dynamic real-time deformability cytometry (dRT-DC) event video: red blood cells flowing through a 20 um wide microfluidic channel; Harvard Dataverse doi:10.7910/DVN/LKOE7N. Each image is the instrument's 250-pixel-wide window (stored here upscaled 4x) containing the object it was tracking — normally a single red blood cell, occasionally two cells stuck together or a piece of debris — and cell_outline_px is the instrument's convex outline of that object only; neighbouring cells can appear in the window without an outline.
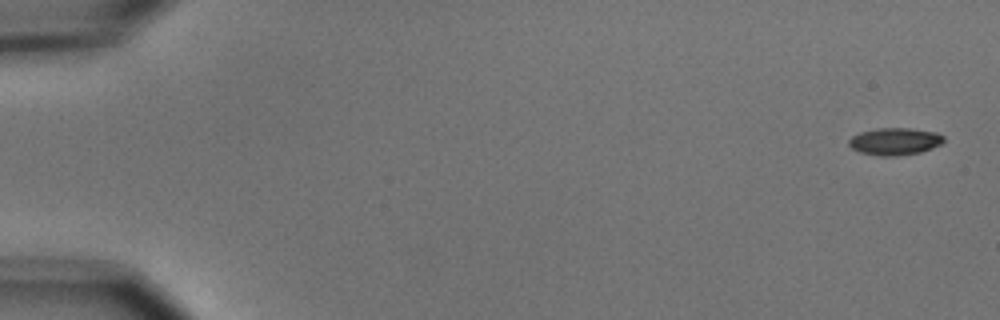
{"species": "common noctule bat (a hibernating species)", "species_latin": "Nyctalus noctula", "temperature_condition": "cold", "stored_images_in_passage": 3, "camera_frame_rate_fps": 3000, "um_per_image_px": 0.085, "animal": {"sex": "male", "body_mass_g": 15.6}, "frame": {"image": 1, "passage_image": 1, "time_ms": 0.0, "image_size_px": [1000, 320], "cell_outline_px": [[944, 140], [940, 144], [932, 148], [920, 152], [892, 156], [880, 156], [860, 152], [852, 148], [848, 144], [848, 140], [852, 136], [860, 132], [880, 128], [908, 128], [936, 132], [944, 136]], "centroid_in_image_um": [76.05, 12.01], "position_along_channel_um": 9.0, "area_um2": 14.91}}